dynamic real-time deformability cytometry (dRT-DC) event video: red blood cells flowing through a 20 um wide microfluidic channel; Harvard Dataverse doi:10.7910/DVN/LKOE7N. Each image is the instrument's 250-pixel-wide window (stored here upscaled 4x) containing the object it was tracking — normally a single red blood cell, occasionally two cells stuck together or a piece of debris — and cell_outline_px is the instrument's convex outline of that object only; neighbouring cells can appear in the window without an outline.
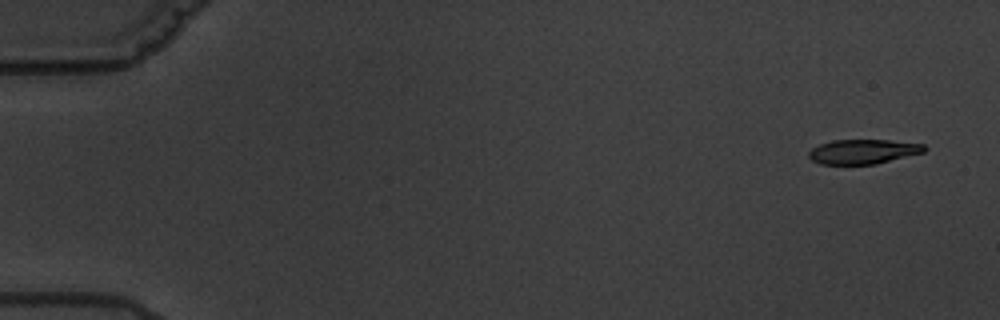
{"species": "common noctule bat (a hibernating species)", "species_latin": "Nyctalus noctula", "temperature_condition": "warm", "stored_images_in_passage": 12, "camera_frame_rate_fps": 3000, "um_per_image_px": 0.085, "animal": {"sex": "male", "body_mass_g": 19.5, "forearm_length_mm": 54.6}, "frame": {"image": 1, "passage_image": 1, "time_ms": 0.0, "image_size_px": [1000, 320], "cell_outline_px": [[928, 148], [924, 152], [876, 164], [820, 164], [812, 160], [808, 156], [808, 152], [812, 148], [820, 144], [832, 140], [888, 140], [924, 144]], "centroid_in_image_um": [73.36, 12.88], "position_along_channel_um": 11.6, "area_um2": 16.53}}
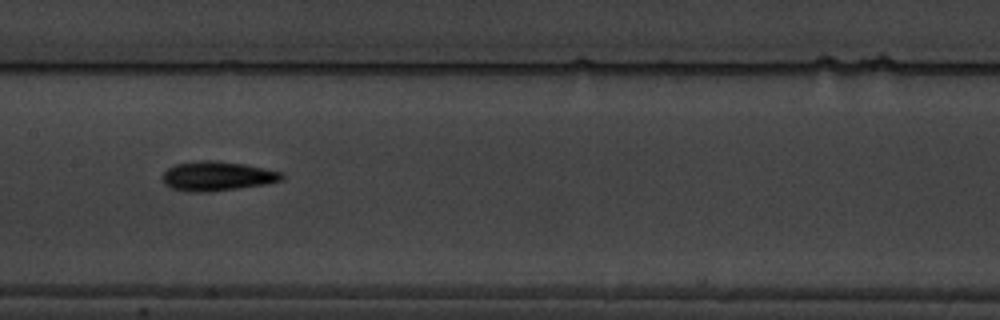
{"frame": {"image": 2, "passage_image": 9, "time_ms": 9.333, "image_size_px": [1000, 320], "cell_outline_px": [[284, 180], [268, 184], [208, 192], [188, 192], [172, 188], [164, 184], [164, 172], [168, 168], [176, 164], [200, 160], [216, 160], [244, 164], [284, 172]], "centroid_in_image_um": [18.51, 14.97], "position_along_channel_um": 188.9, "area_um2": 20.58}}
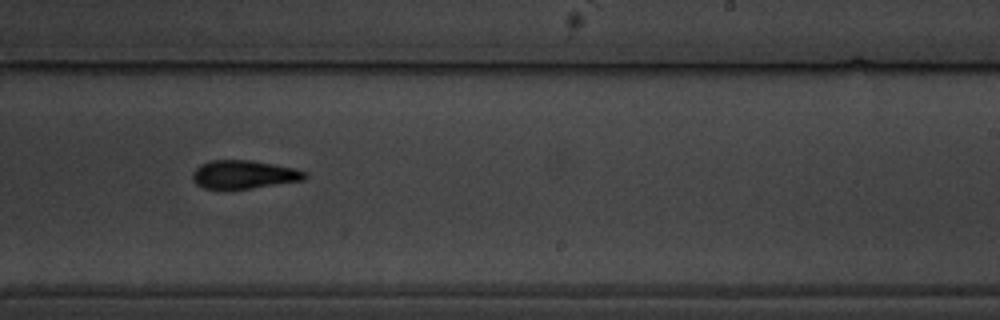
{"frame": {"image": 3, "passage_image": 11, "time_ms": 11.667, "image_size_px": [1000, 320], "cell_outline_px": [[308, 176], [304, 180], [248, 188], [204, 188], [196, 184], [192, 180], [192, 172], [200, 164], [208, 160], [252, 160], [296, 168], [308, 172]], "centroid_in_image_um": [20.74, 14.81], "position_along_channel_um": 268.3, "area_um2": 18.55}}